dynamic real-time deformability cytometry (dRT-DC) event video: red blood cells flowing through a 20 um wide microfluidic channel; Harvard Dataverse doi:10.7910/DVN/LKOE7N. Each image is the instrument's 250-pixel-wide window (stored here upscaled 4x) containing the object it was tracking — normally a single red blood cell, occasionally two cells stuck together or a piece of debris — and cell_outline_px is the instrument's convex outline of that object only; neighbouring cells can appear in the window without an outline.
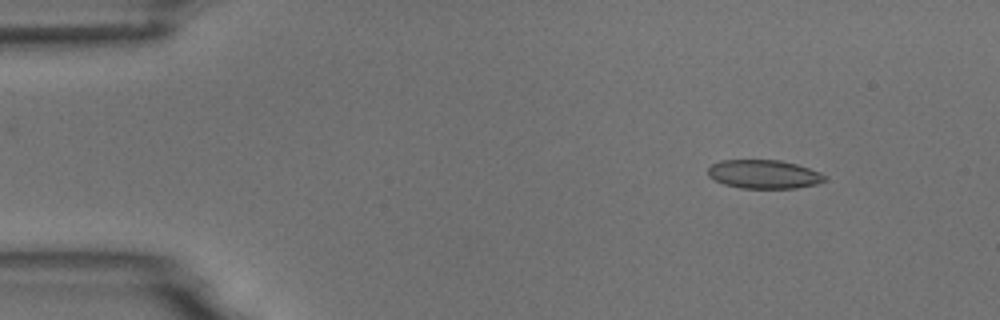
{"species": "common noctule bat (a hibernating species)", "species_latin": "Nyctalus noctula", "temperature_condition": "room temperature", "stored_images_in_passage": 4, "camera_frame_rate_fps": 3000, "um_per_image_px": 0.085, "animal": {"sex": "male", "body_mass_g": 18.8}, "frame": {"image": 1, "passage_image": 1, "time_ms": 0.0, "image_size_px": [1000, 320], "cell_outline_px": [[828, 180], [816, 184], [796, 188], [740, 188], [724, 184], [708, 176], [708, 168], [712, 164], [720, 160], [780, 160], [796, 164], [820, 172], [828, 176]], "centroid_in_image_um": [64.96, 14.81], "position_along_channel_um": 20.0, "area_um2": 19.59}}
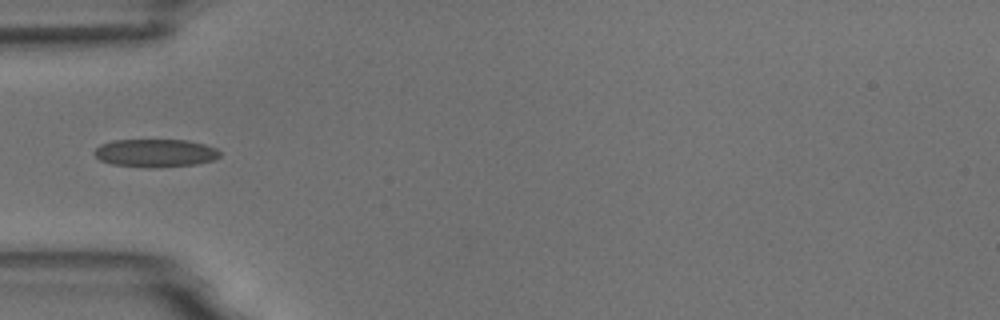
{"frame": {"image": 2, "passage_image": 4, "time_ms": 3.667, "image_size_px": [1000, 320], "cell_outline_px": [[220, 156], [216, 160], [196, 164], [156, 168], [144, 168], [112, 164], [100, 160], [92, 152], [100, 144], [112, 140], [188, 140], [204, 144], [216, 148], [220, 152]], "centroid_in_image_um": [13.21, 13.01], "position_along_channel_um": 71.8, "area_um2": 20.81}}